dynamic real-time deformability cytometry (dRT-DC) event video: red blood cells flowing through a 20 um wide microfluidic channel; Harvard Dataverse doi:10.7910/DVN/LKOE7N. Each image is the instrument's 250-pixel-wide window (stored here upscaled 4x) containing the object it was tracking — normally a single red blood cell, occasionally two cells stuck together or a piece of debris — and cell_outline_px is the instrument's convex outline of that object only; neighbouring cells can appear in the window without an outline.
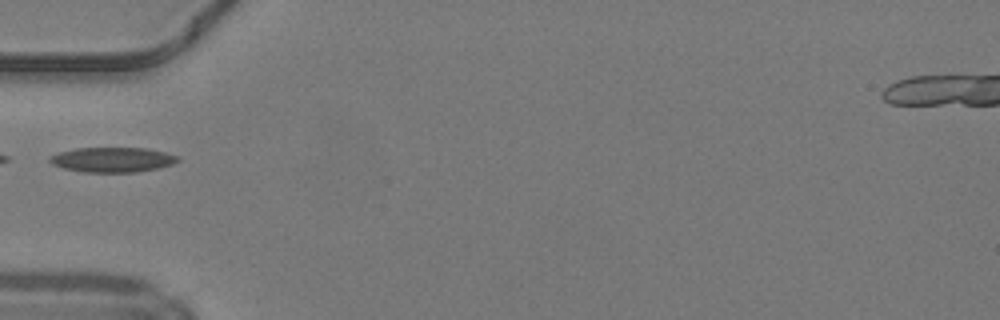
{"species": "common noctule bat (a hibernating species)", "species_latin": "Nyctalus noctula", "temperature_condition": "warm", "stored_images_in_passage": 32, "camera_frame_rate_fps": 3000, "um_per_image_px": 0.085, "animal": {"sex": "male", "body_mass_g": 19.2, "forearm_length_mm": 51.8}, "frame": {"image": 1, "passage_image": 1, "time_ms": 0.0, "image_size_px": [1000, 320], "cell_outline_px": [[180, 160], [172, 164], [156, 168], [136, 172], [80, 172], [64, 168], [52, 164], [48, 160], [48, 156], [60, 152], [76, 148], [148, 148], [180, 156]], "centroid_in_image_um": [9.55, 13.57], "position_along_channel_um": 75.5, "area_um2": 18.61}}